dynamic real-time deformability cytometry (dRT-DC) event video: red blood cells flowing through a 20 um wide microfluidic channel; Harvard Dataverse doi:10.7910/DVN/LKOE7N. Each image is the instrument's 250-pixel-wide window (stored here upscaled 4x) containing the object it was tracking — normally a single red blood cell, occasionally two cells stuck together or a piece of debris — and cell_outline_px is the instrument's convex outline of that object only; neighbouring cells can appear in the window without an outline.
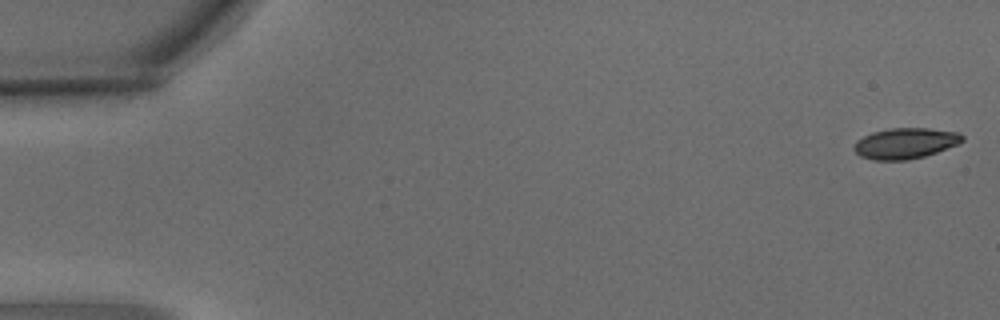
{"species": "common noctule bat (a hibernating species)", "species_latin": "Nyctalus noctula", "temperature_condition": "warm", "stored_images_in_passage": 5, "camera_frame_rate_fps": 3000, "um_per_image_px": 0.085, "animal": {"sex": "male", "body_mass_g": 15.6}, "frame": {"image": 1, "passage_image": 1, "time_ms": 0.0, "image_size_px": [1000, 320], "cell_outline_px": [[964, 140], [956, 144], [936, 152], [924, 156], [908, 160], [872, 160], [860, 156], [852, 148], [856, 140], [872, 132], [888, 128], [928, 128], [960, 132], [964, 136]], "centroid_in_image_um": [76.92, 12.17], "position_along_channel_um": 8.1, "area_um2": 19.48}}
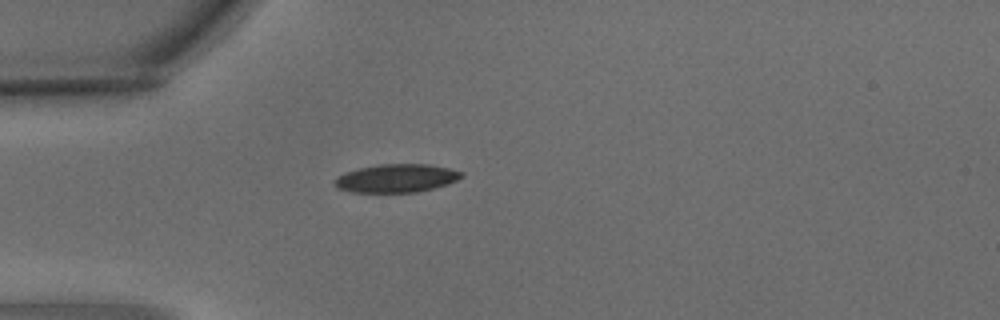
{"frame": {"image": 2, "passage_image": 5, "time_ms": 1.333, "image_size_px": [1000, 320], "cell_outline_px": [[464, 176], [448, 184], [416, 192], [352, 192], [336, 188], [332, 184], [332, 180], [336, 176], [344, 172], [360, 168], [380, 164], [428, 164], [448, 168], [464, 172]], "centroid_in_image_um": [33.64, 15.15], "position_along_channel_um": 51.4, "area_um2": 21.04}}